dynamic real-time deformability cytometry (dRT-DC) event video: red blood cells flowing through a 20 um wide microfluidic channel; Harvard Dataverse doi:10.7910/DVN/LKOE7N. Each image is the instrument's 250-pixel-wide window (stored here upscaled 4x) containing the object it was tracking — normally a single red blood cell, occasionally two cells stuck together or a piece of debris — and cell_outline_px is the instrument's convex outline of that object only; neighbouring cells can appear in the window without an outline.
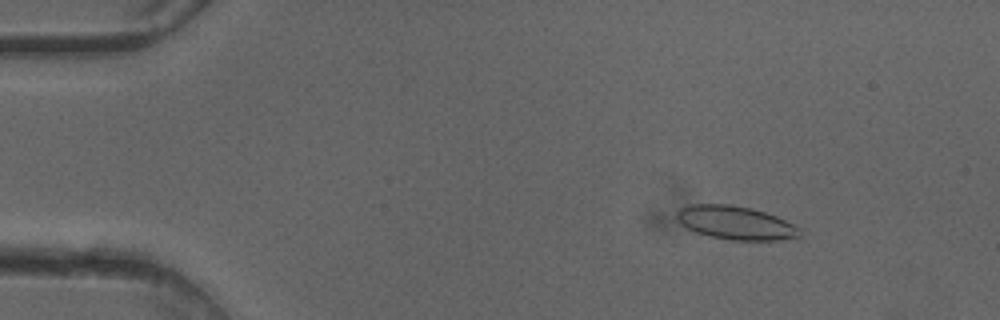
{"species": "common noctule bat (a hibernating species)", "species_latin": "Nyctalus noctula", "temperature_condition": "cold", "stored_images_in_passage": 50, "camera_frame_rate_fps": 3000, "um_per_image_px": 0.085, "animal": {"sex": "female"}, "frame": {"image": 1, "passage_image": 7, "time_ms": 2.0, "image_size_px": [1000, 320], "cell_outline_px": [[804, 236], [780, 240], [728, 240], [696, 232], [688, 228], [676, 216], [676, 212], [680, 208], [692, 204], [732, 204], [752, 208], [776, 216], [800, 228]], "centroid_in_image_um": [62.58, 18.94], "position_along_channel_um": 22.4, "area_um2": 23.93}}
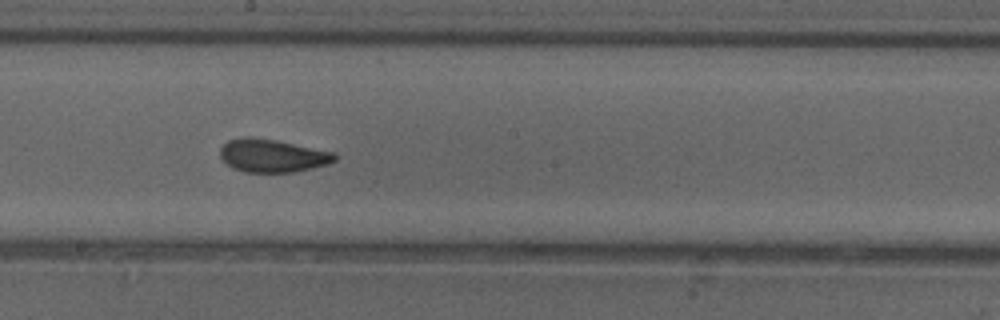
{"frame": {"image": 2, "passage_image": 28, "time_ms": 9.0, "image_size_px": [1000, 320], "cell_outline_px": [[336, 160], [328, 164], [312, 168], [292, 172], [244, 172], [232, 168], [220, 156], [220, 148], [228, 140], [244, 136], [252, 136], [276, 140], [336, 152]], "centroid_in_image_um": [23.16, 13.22], "position_along_channel_um": 225.0, "area_um2": 22.2}}
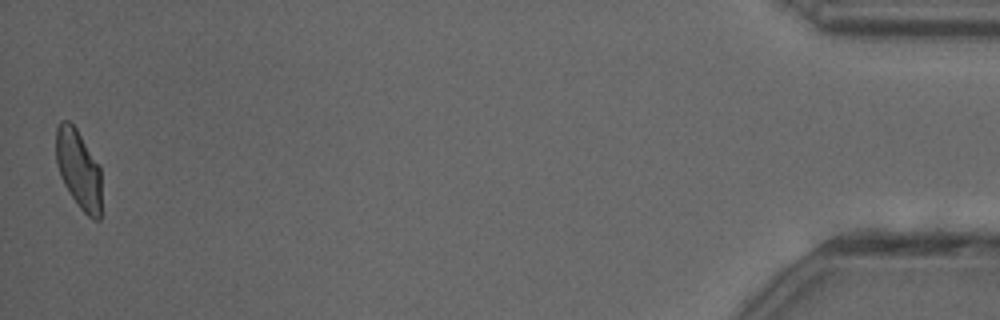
{"frame": {"image": 3, "passage_image": 50, "time_ms": 16.333, "image_size_px": [1000, 320], "cell_outline_px": [[100, 220], [92, 220], [80, 208], [64, 184], [60, 176], [56, 160], [56, 128], [60, 120], [68, 120], [76, 128], [100, 164]], "centroid_in_image_um": [6.68, 14.36], "position_along_channel_um": 428.5, "area_um2": 20.98}, "authors_computed_cell_mechanics": {"area_um2": 22.3108, "velocity_mm_per_s": 4.0989, "shape_relaxation_time_tau1_ms": null, "shape_relaxation_time_tau2_ms": 1.4144, "deformation_change_tau1": null, "deformation_change_tau2": 0.0753}}